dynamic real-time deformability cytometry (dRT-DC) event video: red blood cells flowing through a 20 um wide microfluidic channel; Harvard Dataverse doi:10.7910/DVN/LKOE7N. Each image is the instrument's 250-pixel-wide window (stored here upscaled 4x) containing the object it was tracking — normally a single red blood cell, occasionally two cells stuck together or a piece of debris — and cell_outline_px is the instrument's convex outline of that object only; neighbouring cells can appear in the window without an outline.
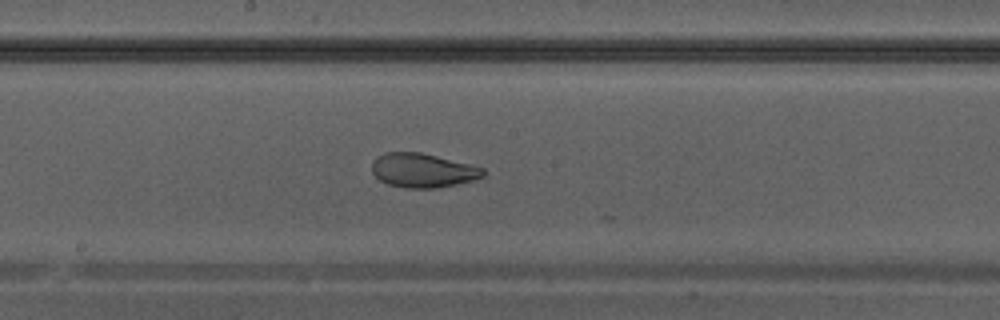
{"species": "Egyptian fruit bat (a non-hibernating species)", "species_latin": "Rousettus aegyptiacus", "temperature_condition": "warm", "stored_images_in_passage": 18, "camera_frame_rate_fps": 3000, "um_per_image_px": 0.085, "animal": {"sex": "male"}, "frame": {"image": 1, "passage_image": 17, "time_ms": 5.333, "image_size_px": [1000, 320], "cell_outline_px": [[484, 176], [472, 180], [456, 184], [436, 188], [404, 188], [388, 184], [380, 180], [372, 172], [372, 160], [376, 156], [384, 152], [420, 152], [484, 168]], "centroid_in_image_um": [35.88, 14.48], "position_along_channel_um": 212.3, "area_um2": 22.02}}